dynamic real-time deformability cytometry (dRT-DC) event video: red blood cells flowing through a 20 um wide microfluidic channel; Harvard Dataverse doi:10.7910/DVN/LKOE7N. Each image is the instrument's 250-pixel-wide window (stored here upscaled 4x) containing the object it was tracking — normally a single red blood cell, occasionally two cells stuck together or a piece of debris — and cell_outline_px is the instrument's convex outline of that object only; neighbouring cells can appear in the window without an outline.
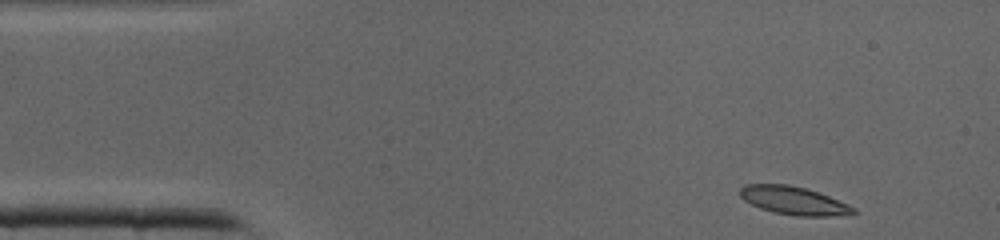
{"species": "common noctule bat (a hibernating species)", "species_latin": "Nyctalus noctula", "temperature_condition": "cold", "stored_images_in_passage": 38, "camera_frame_rate_fps": 3000, "um_per_image_px": 0.085, "animal": {"sex": "male", "body_mass_g": 19.0, "forearm_length_mm": 50.8}, "frame": {"image": 1, "passage_image": 1, "time_ms": 0.0, "image_size_px": [1000, 240], "cell_outline_px": [[860, 212], [828, 216], [796, 216], [772, 212], [760, 208], [744, 200], [740, 196], [740, 188], [744, 184], [788, 184], [804, 188], [828, 196], [848, 204], [856, 208]], "centroid_in_image_um": [67.45, 17.05], "position_along_channel_um": 17.6, "area_um2": 18.5}}
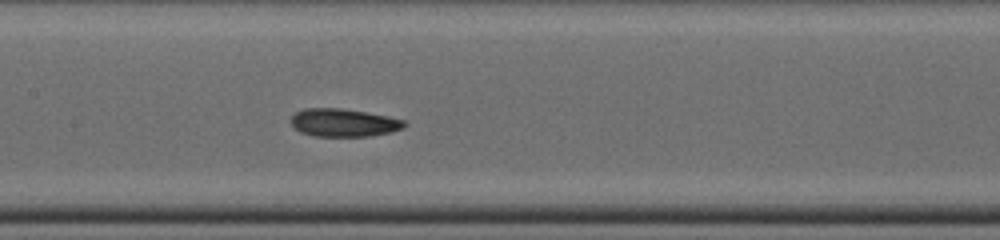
{"frame": {"image": 2, "passage_image": 16, "time_ms": 5.0, "image_size_px": [1000, 240], "cell_outline_px": [[408, 124], [404, 128], [392, 132], [368, 136], [312, 136], [300, 132], [292, 124], [292, 116], [296, 112], [304, 108], [340, 108], [388, 116], [404, 120]], "centroid_in_image_um": [29.24, 10.43], "position_along_channel_um": 178.2, "area_um2": 18.44}}
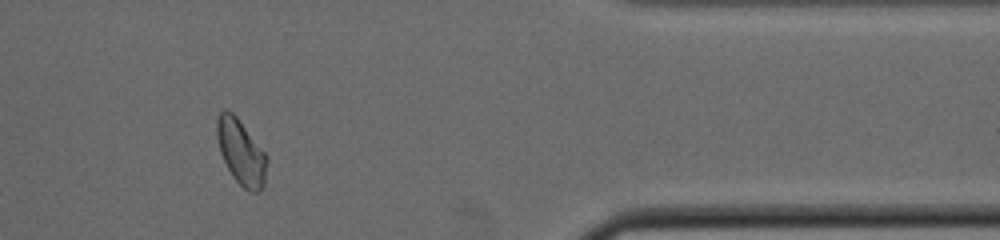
{"frame": {"image": 3, "passage_image": 31, "time_ms": 10.0, "image_size_px": [1000, 240], "cell_outline_px": [[268, 160], [264, 184], [260, 192], [248, 192], [232, 176], [220, 152], [216, 136], [216, 120], [220, 112], [224, 108], [232, 112], [236, 116], [268, 156]], "centroid_in_image_um": [20.49, 12.94], "position_along_channel_um": 390.9, "area_um2": 19.07}}